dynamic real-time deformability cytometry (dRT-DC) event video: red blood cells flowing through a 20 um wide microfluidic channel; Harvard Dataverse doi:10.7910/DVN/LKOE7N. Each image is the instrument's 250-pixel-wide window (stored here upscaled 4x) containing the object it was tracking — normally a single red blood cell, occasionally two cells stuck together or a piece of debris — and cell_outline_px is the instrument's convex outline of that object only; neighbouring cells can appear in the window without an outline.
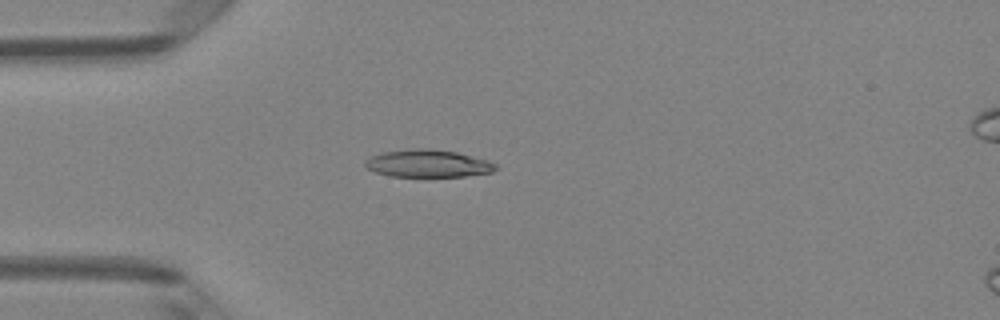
{"species": "Egyptian fruit bat (a non-hibernating species)", "species_latin": "Rousettus aegyptiacus", "temperature_condition": "room temperature", "stored_images_in_passage": 4, "camera_frame_rate_fps": 3000, "um_per_image_px": 0.085, "animal": {"sex": "female"}, "frame": {"image": 1, "passage_image": 4, "time_ms": 1.0, "image_size_px": [1000, 320], "cell_outline_px": [[496, 168], [492, 172], [464, 176], [388, 176], [376, 172], [368, 168], [364, 164], [364, 160], [372, 156], [384, 152], [416, 148], [432, 148], [456, 152], [488, 160], [496, 164]], "centroid_in_image_um": [36.37, 13.89], "position_along_channel_um": 48.6, "area_um2": 20.75}}